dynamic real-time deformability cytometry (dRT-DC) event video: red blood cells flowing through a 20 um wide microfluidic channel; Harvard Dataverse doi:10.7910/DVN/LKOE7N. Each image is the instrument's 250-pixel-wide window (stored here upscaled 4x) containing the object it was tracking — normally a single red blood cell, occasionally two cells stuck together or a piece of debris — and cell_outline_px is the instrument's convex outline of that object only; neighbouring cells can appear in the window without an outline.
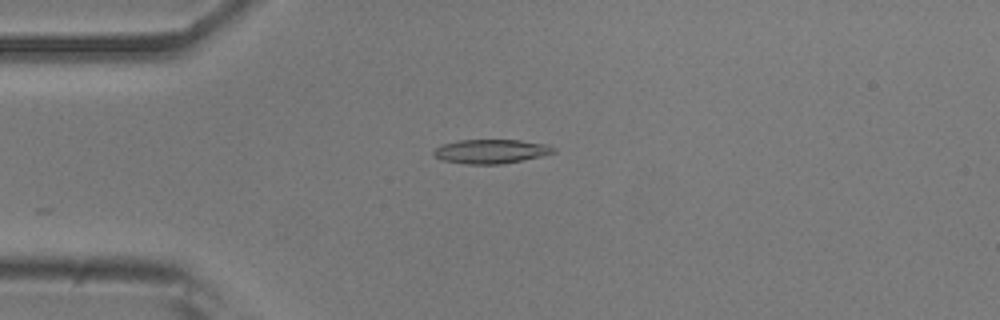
{"species": "common noctule bat (a hibernating species)", "species_latin": "Nyctalus noctula", "temperature_condition": "room temperature", "stored_images_in_passage": 30, "camera_frame_rate_fps": 3000, "um_per_image_px": 0.085, "animal": {"sex": "male", "body_mass_g": 20.5, "forearm_length_mm": 52.5}, "frame": {"image": 1, "passage_image": 1, "time_ms": 0.0, "image_size_px": [1000, 320], "cell_outline_px": [[556, 152], [540, 156], [500, 164], [464, 164], [444, 160], [432, 156], [432, 152], [440, 144], [456, 140], [520, 140], [548, 144], [556, 148]], "centroid_in_image_um": [41.7, 12.85], "position_along_channel_um": 43.3, "area_um2": 16.94}}
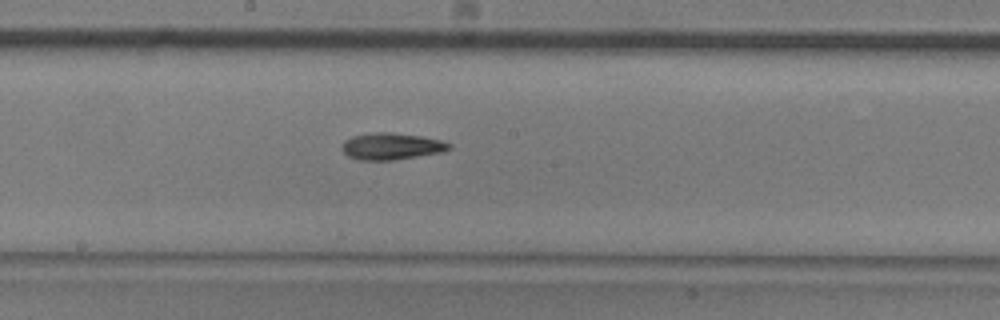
{"frame": {"image": 2, "passage_image": 16, "time_ms": 5.0, "image_size_px": [1000, 320], "cell_outline_px": [[452, 148], [444, 152], [396, 160], [360, 160], [348, 156], [340, 148], [344, 140], [352, 136], [372, 132], [388, 132], [420, 136], [440, 140], [452, 144]], "centroid_in_image_um": [33.27, 12.44], "position_along_channel_um": 214.9, "area_um2": 16.88}}
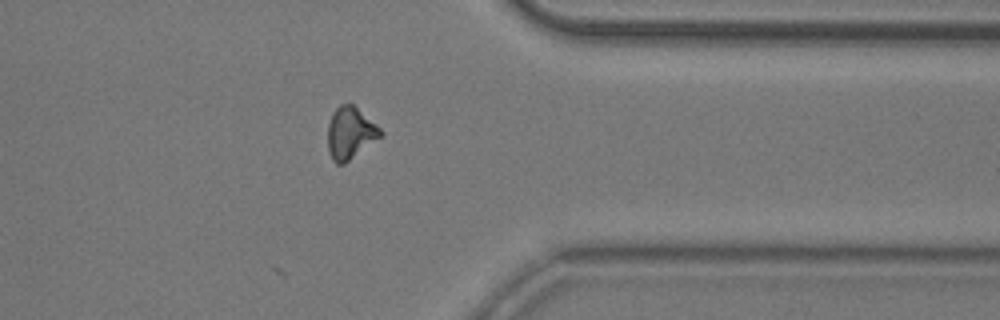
{"frame": {"image": 3, "passage_image": 30, "time_ms": 9.667, "image_size_px": [1000, 320], "cell_outline_px": [[384, 136], [344, 164], [336, 164], [332, 160], [328, 152], [328, 124], [332, 112], [340, 104], [352, 104], [376, 124], [384, 132]], "centroid_in_image_um": [29.78, 11.33], "position_along_channel_um": 381.6, "area_um2": 16.18}, "authors_computed_cell_mechanics": {"area_um2": 16.0395, "velocity_mm_per_s": 3.7915, "shape_relaxation_time_tau1_ms": 4.2202, "shape_relaxation_time_tau2_ms": 8.6527, "deformation_change_tau1": 0.1629, "deformation_change_tau2": 0.2011}}